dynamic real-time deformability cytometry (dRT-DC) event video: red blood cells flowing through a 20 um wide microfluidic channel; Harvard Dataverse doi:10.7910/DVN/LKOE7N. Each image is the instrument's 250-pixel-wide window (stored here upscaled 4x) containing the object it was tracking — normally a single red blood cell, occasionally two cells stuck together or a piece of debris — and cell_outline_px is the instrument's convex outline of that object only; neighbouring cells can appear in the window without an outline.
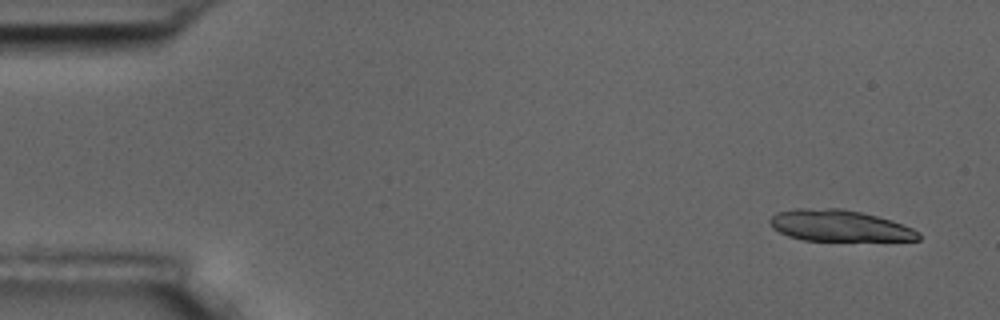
{"species": "common noctule bat (a hibernating species)", "species_latin": "Nyctalus noctula", "temperature_condition": "room temperature", "stored_images_in_passage": 7, "camera_frame_rate_fps": 3000, "um_per_image_px": 0.085, "animal": {"sex": "male", "body_mass_g": 17.5, "forearm_length_mm": 52.3}, "frame": {"image": 1, "passage_image": 1, "time_ms": 0.0, "image_size_px": [1000, 320], "cell_outline_px": [[920, 240], [804, 240], [788, 236], [772, 228], [768, 220], [776, 212], [796, 208], [840, 208], [860, 212], [892, 220], [912, 228], [920, 232]], "centroid_in_image_um": [71.31, 19.17], "position_along_channel_um": 13.7, "area_um2": 27.05}}